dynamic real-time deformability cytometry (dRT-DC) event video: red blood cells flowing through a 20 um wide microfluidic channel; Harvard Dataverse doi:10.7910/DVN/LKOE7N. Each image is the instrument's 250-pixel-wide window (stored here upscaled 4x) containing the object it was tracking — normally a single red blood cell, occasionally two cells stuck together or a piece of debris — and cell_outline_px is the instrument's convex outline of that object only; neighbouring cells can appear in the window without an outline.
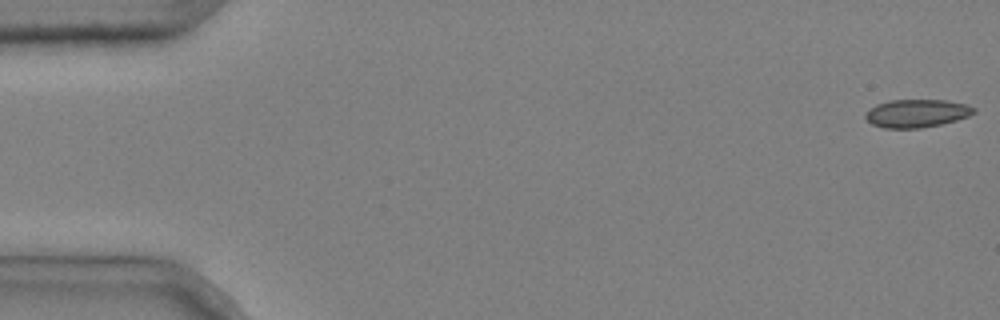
{"species": "common noctule bat (a hibernating species)", "species_latin": "Nyctalus noctula", "temperature_condition": "cold", "stored_images_in_passage": 4, "camera_frame_rate_fps": 3000, "um_per_image_px": 0.085, "animal": {"sex": "male", "body_mass_g": 20.4}, "frame": {"image": 1, "passage_image": 1, "time_ms": 0.0, "image_size_px": [1000, 320], "cell_outline_px": [[976, 112], [968, 116], [956, 120], [940, 124], [920, 128], [884, 128], [872, 124], [864, 116], [864, 112], [876, 104], [888, 100], [944, 100], [968, 104], [976, 108]], "centroid_in_image_um": [77.91, 9.62], "position_along_channel_um": 7.1, "area_um2": 17.8}}